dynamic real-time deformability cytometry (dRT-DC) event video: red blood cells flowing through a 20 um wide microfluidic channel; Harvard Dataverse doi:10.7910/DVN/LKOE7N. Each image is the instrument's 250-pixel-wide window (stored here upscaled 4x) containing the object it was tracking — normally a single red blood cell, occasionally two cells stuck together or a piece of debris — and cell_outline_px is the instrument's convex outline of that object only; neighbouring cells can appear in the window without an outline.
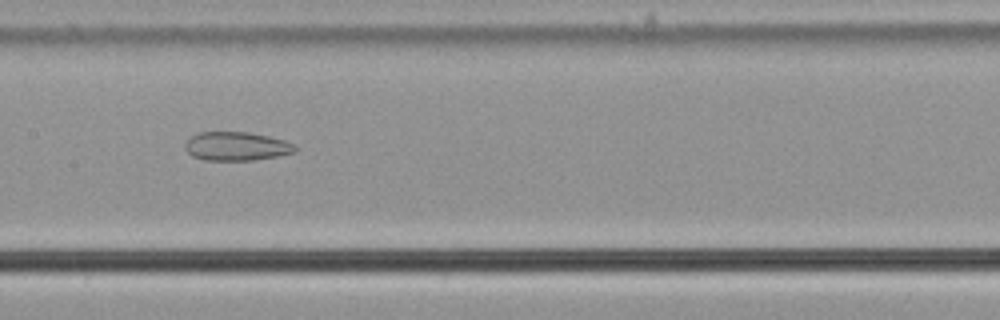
{"species": "common noctule bat (a hibernating species)", "species_latin": "Nyctalus noctula", "temperature_condition": "cold", "stored_images_in_passage": 56, "camera_frame_rate_fps": 3000, "um_per_image_px": 0.085, "animal": {"sex": "male", "body_mass_g": 21.5, "forearm_length_mm": 52.0}, "frame": {"image": 1, "passage_image": 28, "time_ms": 9.0, "image_size_px": [1000, 320], "cell_outline_px": [[296, 152], [276, 156], [252, 160], [204, 160], [192, 156], [184, 148], [184, 144], [196, 132], [248, 132], [268, 136], [284, 140], [296, 144]], "centroid_in_image_um": [20.09, 12.43], "position_along_channel_um": 187.3, "area_um2": 18.44}}
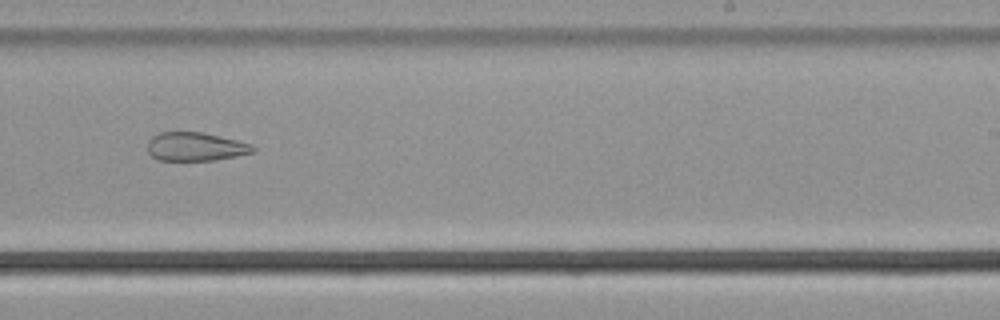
{"frame": {"image": 2, "passage_image": 35, "time_ms": 11.333, "image_size_px": [1000, 320], "cell_outline_px": [[256, 152], [216, 160], [160, 160], [152, 156], [148, 152], [148, 140], [152, 136], [160, 132], [204, 132], [252, 144], [256, 148]], "centroid_in_image_um": [16.64, 12.46], "position_along_channel_um": 272.4, "area_um2": 17.63}}
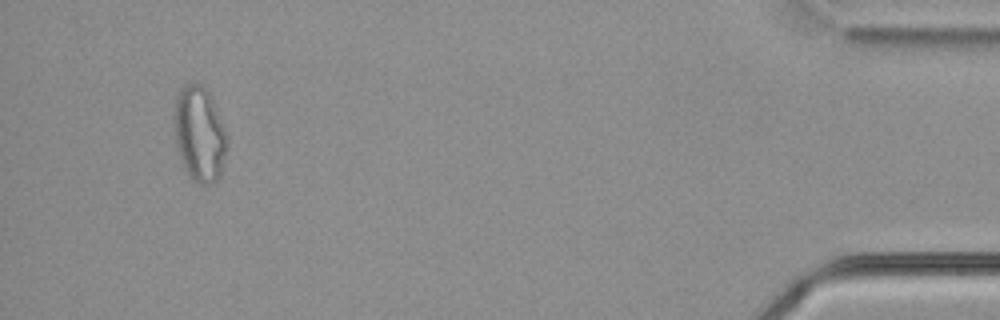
{"frame": {"image": 3, "passage_image": 53, "time_ms": 17.333, "image_size_px": [1000, 320], "cell_outline_px": [[228, 148], [220, 172], [216, 180], [208, 184], [200, 184], [192, 180], [188, 176], [176, 148], [172, 116], [176, 96], [184, 84], [200, 84], [208, 88], [212, 96], [228, 136]], "centroid_in_image_um": [16.94, 11.35], "position_along_channel_um": 418.3, "area_um2": 30.0}, "authors_computed_cell_mechanics": {"area_um2": 25.8655, "velocity_mm_per_s": 3.6609, "shape_relaxation_time_tau1_ms": null, "shape_relaxation_time_tau2_ms": 2.104, "deformation_change_tau1": null, "deformation_change_tau2": 0.0945}}